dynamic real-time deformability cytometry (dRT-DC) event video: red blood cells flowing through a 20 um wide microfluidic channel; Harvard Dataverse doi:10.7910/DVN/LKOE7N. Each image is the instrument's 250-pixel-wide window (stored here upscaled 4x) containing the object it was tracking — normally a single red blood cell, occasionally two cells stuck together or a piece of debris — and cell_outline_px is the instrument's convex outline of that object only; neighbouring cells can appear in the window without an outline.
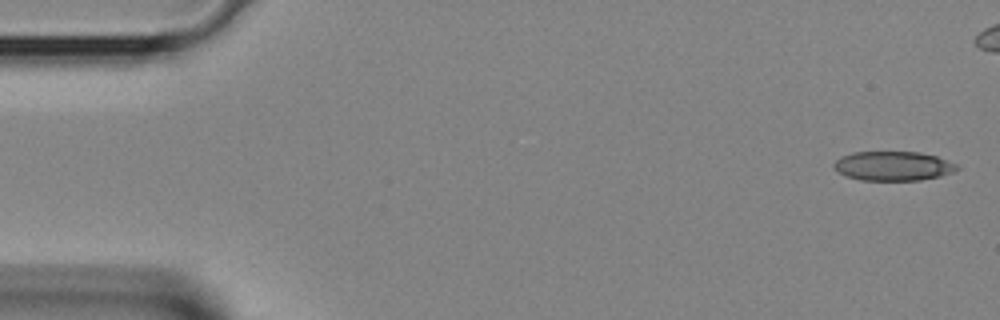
{"species": "Egyptian fruit bat (a non-hibernating species)", "species_latin": "Rousettus aegyptiacus", "temperature_condition": "room temperature", "stored_images_in_passage": 34, "camera_frame_rate_fps": 3000, "um_per_image_px": 0.085, "animal": {"sex": "female"}, "frame": {"image": 1, "passage_image": 1, "time_ms": 0.0, "image_size_px": [1000, 320], "cell_outline_px": [[960, 168], [952, 172], [940, 176], [920, 180], [860, 180], [844, 176], [836, 172], [832, 168], [832, 164], [840, 156], [852, 152], [920, 152], [936, 156], [956, 164]], "centroid_in_image_um": [75.84, 14.11], "position_along_channel_um": 9.2, "area_um2": 21.21}}
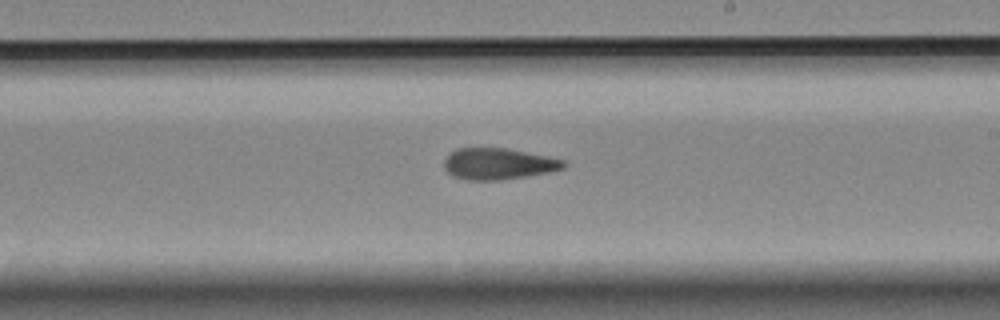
{"frame": {"image": 2, "passage_image": 22, "time_ms": 7.0, "image_size_px": [1000, 320], "cell_outline_px": [[568, 164], [564, 168], [548, 172], [500, 180], [464, 180], [452, 176], [444, 168], [444, 160], [456, 148], [504, 148], [548, 156], [564, 160]], "centroid_in_image_um": [42.34, 13.93], "position_along_channel_um": 246.7, "area_um2": 21.73}}
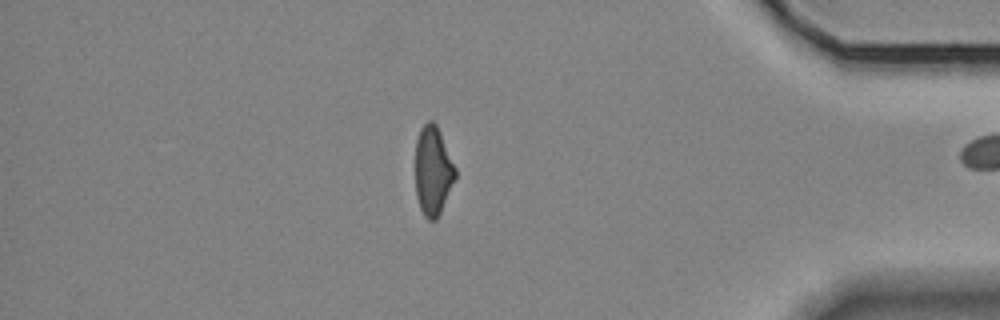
{"frame": {"image": 3, "passage_image": 33, "time_ms": 10.667, "image_size_px": [1000, 320], "cell_outline_px": [[456, 176], [440, 212], [436, 220], [428, 220], [424, 216], [420, 208], [416, 196], [416, 140], [420, 128], [428, 120], [432, 120], [436, 124], [440, 132], [456, 168]], "centroid_in_image_um": [36.79, 14.5], "position_along_channel_um": 398.4, "area_um2": 20.58}}